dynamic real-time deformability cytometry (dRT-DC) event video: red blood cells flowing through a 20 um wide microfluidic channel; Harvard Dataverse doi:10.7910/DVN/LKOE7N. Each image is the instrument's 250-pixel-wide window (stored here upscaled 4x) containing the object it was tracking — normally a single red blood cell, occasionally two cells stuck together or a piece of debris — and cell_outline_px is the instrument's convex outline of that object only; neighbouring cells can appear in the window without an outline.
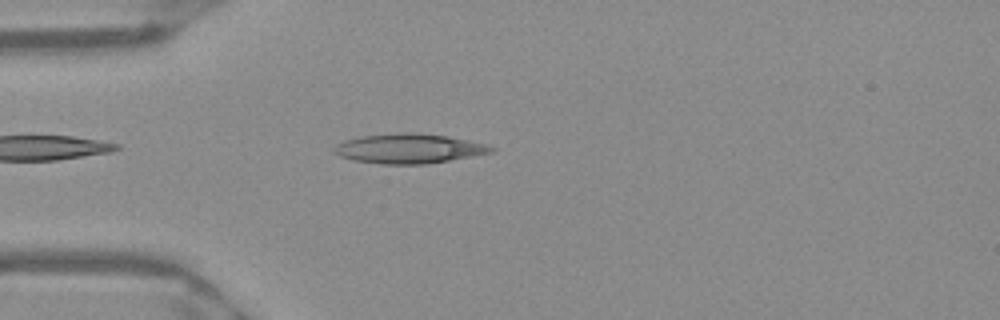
{"species": "Egyptian fruit bat (a non-hibernating species)", "species_latin": "Rousettus aegyptiacus", "temperature_condition": "warm", "stored_images_in_passage": 39, "camera_frame_rate_fps": 3000, "um_per_image_px": 0.085, "frame": {"image": 1, "passage_image": 2, "time_ms": 0.333, "image_size_px": [1000, 320], "cell_outline_px": [[496, 148], [492, 152], [448, 160], [424, 164], [384, 164], [356, 160], [340, 156], [332, 152], [332, 148], [336, 144], [344, 140], [360, 136], [404, 132], [448, 136], [468, 140], [484, 144]], "centroid_in_image_um": [34.7, 12.62], "position_along_channel_um": 50.3, "area_um2": 26.76}}
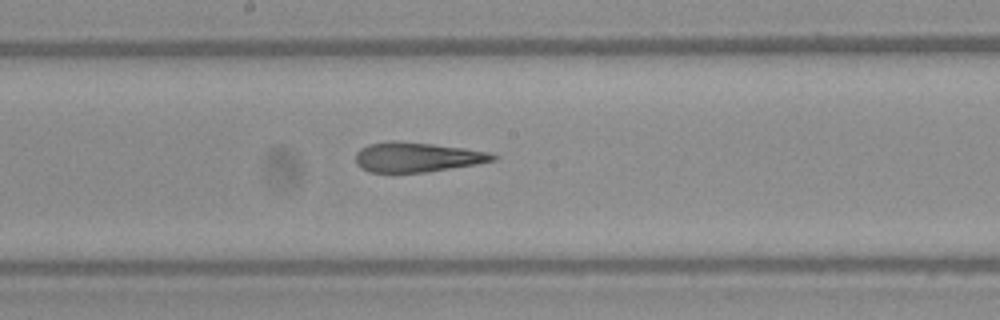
{"frame": {"image": 2, "passage_image": 15, "time_ms": 4.667, "image_size_px": [1000, 320], "cell_outline_px": [[500, 156], [496, 160], [476, 164], [424, 172], [368, 172], [360, 168], [356, 164], [356, 152], [360, 148], [368, 144], [388, 140], [392, 140], [432, 144], [464, 148], [488, 152]], "centroid_in_image_um": [35.41, 13.35], "position_along_channel_um": 212.8, "area_um2": 23.81}}
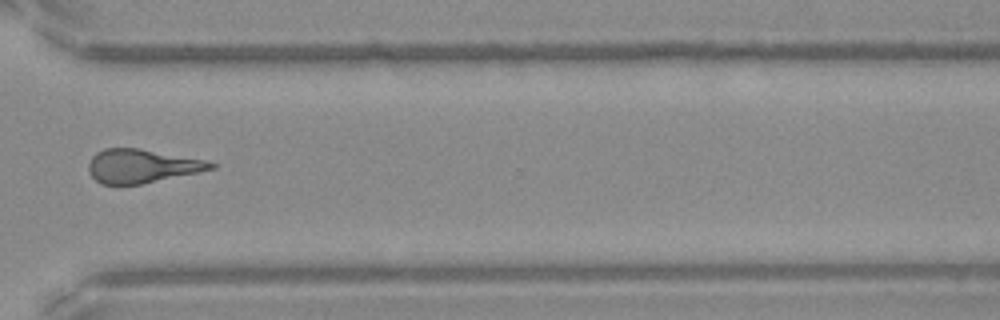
{"frame": {"image": 3, "passage_image": 26, "time_ms": 8.333, "image_size_px": [1000, 320], "cell_outline_px": [[216, 168], [140, 184], [100, 184], [88, 172], [88, 164], [92, 156], [96, 152], [104, 148], [140, 148], [204, 160], [216, 164]], "centroid_in_image_um": [12.0, 14.1], "position_along_channel_um": 358.6, "area_um2": 23.76}, "authors_computed_cell_mechanics": {"area_um2": 24.3338, "velocity_mm_per_s": 3.9831, "shape_relaxation_time_tau1_ms": 10.6612, "shape_relaxation_time_tau2_ms": 2.3967, "deformation_change_tau1": 0.3448, "deformation_change_tau2": 0.1563}}